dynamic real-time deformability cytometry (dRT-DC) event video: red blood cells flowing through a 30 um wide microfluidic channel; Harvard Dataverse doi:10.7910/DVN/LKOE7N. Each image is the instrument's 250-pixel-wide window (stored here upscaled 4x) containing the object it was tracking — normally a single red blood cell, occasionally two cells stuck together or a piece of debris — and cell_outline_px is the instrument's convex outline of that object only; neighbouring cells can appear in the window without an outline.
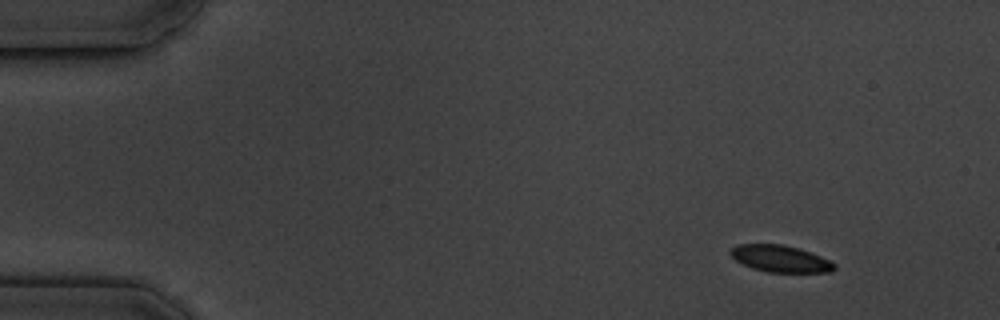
{"species": "common noctule bat (a hibernating species)", "species_latin": "Nyctalus noctula", "temperature_condition": "cold", "stored_images_in_passage": 4, "camera_frame_rate_fps": 3000, "um_per_image_px": 0.085, "animal": {"sex": "male", "body_mass_g": 19.5, "forearm_length_mm": 54.6}, "frame": {"image": 1, "passage_image": 1, "time_ms": 0.0, "image_size_px": [1000, 320], "cell_outline_px": [[836, 268], [832, 272], [768, 272], [752, 268], [736, 260], [728, 252], [736, 244], [784, 244], [832, 260], [836, 264]], "centroid_in_image_um": [66.34, 21.99], "position_along_channel_um": 18.7, "area_um2": 16.18}}
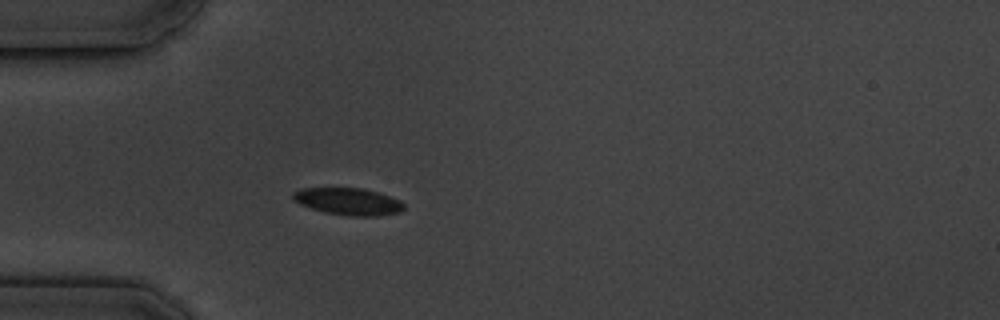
{"frame": {"image": 2, "passage_image": 4, "time_ms": 3.667, "image_size_px": [1000, 320], "cell_outline_px": [[404, 208], [400, 212], [380, 216], [352, 216], [324, 212], [300, 204], [292, 200], [292, 192], [304, 188], [360, 188], [376, 192], [400, 200], [404, 204]], "centroid_in_image_um": [29.59, 17.13], "position_along_channel_um": 55.4, "area_um2": 17.4}}